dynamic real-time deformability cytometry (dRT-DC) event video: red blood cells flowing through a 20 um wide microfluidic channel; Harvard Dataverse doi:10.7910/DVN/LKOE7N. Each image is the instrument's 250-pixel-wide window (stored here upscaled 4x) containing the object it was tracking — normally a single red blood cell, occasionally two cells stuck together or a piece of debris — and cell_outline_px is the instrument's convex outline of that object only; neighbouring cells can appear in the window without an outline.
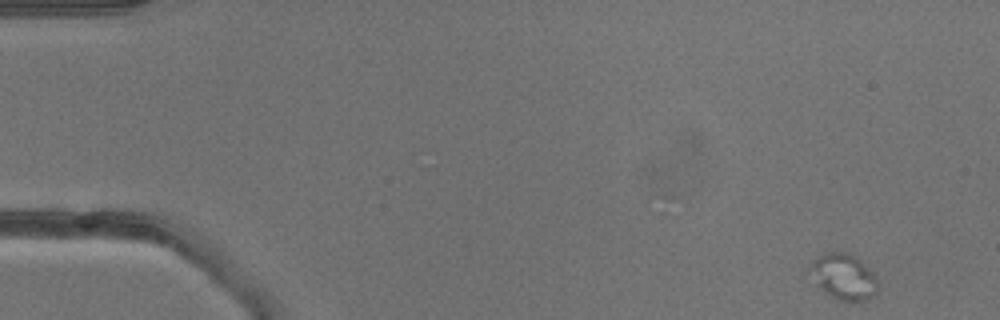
{"species": "common noctule bat (a hibernating species)", "species_latin": "Nyctalus noctula", "temperature_condition": "warm", "stored_images_in_passage": 40, "camera_frame_rate_fps": 3000, "um_per_image_px": 0.085, "animal": {"sex": "male", "body_mass_g": 13.3}, "frame": {"image": 1, "passage_image": 1, "time_ms": 0.0, "image_size_px": [1000, 320], "cell_outline_px": [[880, 284], [876, 292], [872, 296], [864, 300], [836, 300], [816, 288], [808, 268], [812, 260], [828, 252], [852, 252], [860, 256], [876, 276]], "centroid_in_image_um": [71.71, 23.49], "position_along_channel_um": 13.3, "area_um2": 18.84}}
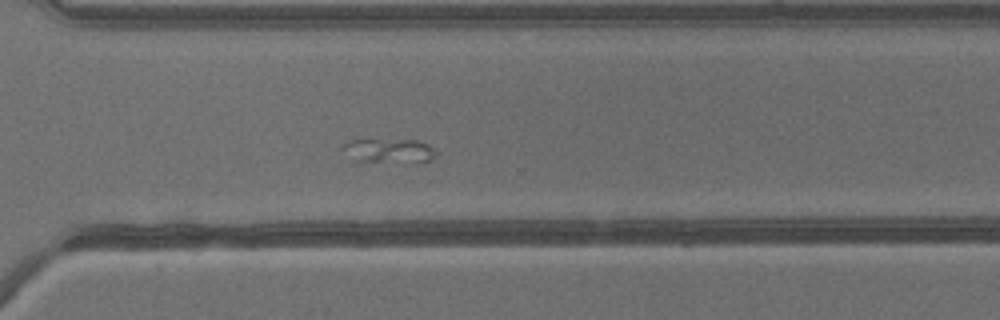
{"frame": {"image": 2, "passage_image": 29, "time_ms": 9.333, "image_size_px": [1000, 320], "cell_outline_px": [[436, 156], [432, 160], [356, 160], [344, 144], [348, 140], [416, 140], [428, 144], [436, 152]], "centroid_in_image_um": [33.18, 12.76], "position_along_channel_um": 337.4, "area_um2": 11.85}}
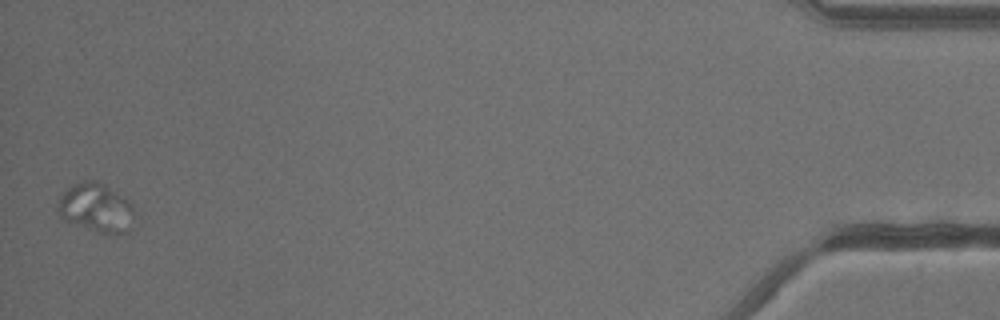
{"frame": {"image": 3, "passage_image": 40, "time_ms": 13.0, "image_size_px": [1000, 320], "cell_outline_px": [[136, 208], [128, 228], [124, 232], [104, 236], [64, 220], [60, 216], [56, 208], [60, 196], [72, 184], [84, 180], [96, 180], [104, 184], [132, 204]], "centroid_in_image_um": [8.13, 17.68], "position_along_channel_um": 427.1, "area_um2": 21.96}}